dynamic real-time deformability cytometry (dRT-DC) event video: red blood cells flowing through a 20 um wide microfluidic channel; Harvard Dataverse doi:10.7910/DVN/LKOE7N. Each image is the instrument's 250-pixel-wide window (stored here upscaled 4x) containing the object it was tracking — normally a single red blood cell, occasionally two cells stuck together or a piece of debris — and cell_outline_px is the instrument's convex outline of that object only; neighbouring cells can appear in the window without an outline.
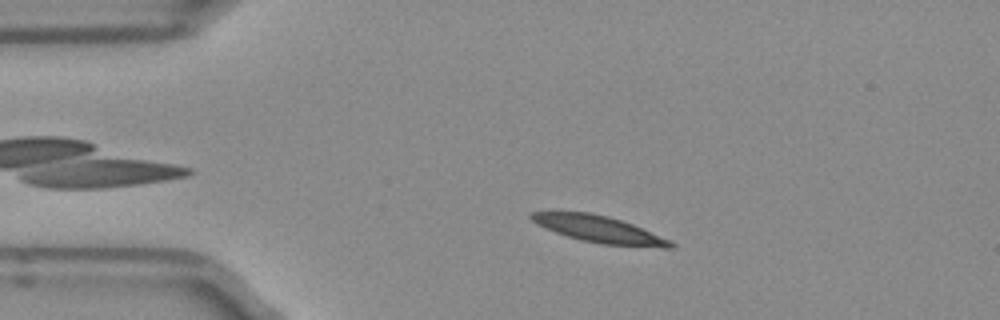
{"species": "Egyptian fruit bat (a non-hibernating species)", "species_latin": "Rousettus aegyptiacus", "temperature_condition": "room temperature", "stored_images_in_passage": 48, "camera_frame_rate_fps": 3000, "um_per_image_px": 0.085, "frame": {"image": 1, "passage_image": 7, "time_ms": 2.0, "image_size_px": [1000, 320], "cell_outline_px": [[676, 248], [664, 248], [600, 244], [580, 240], [556, 232], [536, 224], [528, 216], [528, 212], [592, 212], [608, 216], [632, 224], [668, 240], [676, 244]], "centroid_in_image_um": [50.9, 19.49], "position_along_channel_um": 34.1, "area_um2": 21.56}}
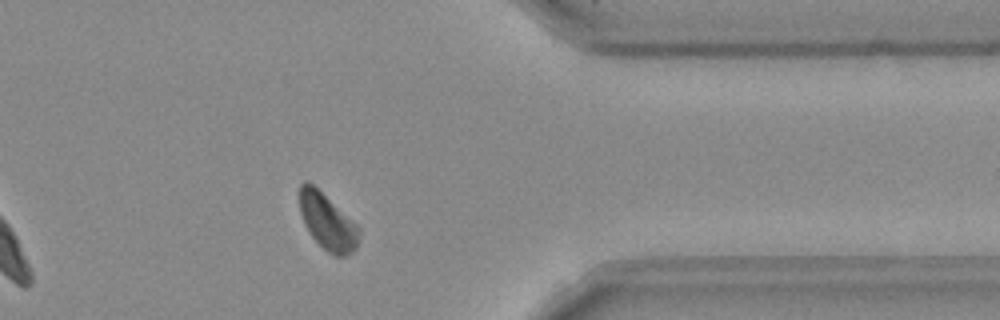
{"frame": {"image": 2, "passage_image": 38, "time_ms": 12.333, "image_size_px": [1000, 320], "cell_outline_px": [[360, 236], [356, 248], [352, 252], [344, 256], [336, 256], [328, 252], [312, 236], [304, 224], [300, 212], [300, 184], [304, 180], [308, 180], [356, 224], [360, 228]], "centroid_in_image_um": [27.83, 18.85], "position_along_channel_um": 383.6, "area_um2": 19.13}}
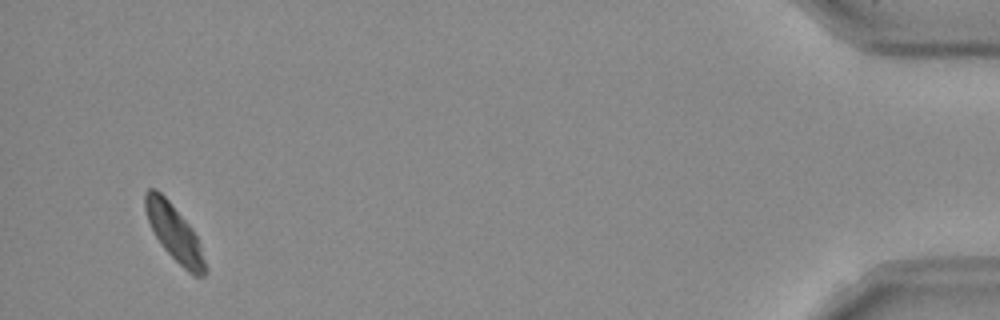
{"frame": {"image": 3, "passage_image": 46, "time_ms": 15.0, "image_size_px": [1000, 320], "cell_outline_px": [[208, 272], [204, 276], [192, 276], [164, 248], [156, 236], [148, 220], [144, 208], [144, 192], [148, 188], [156, 188], [168, 200], [192, 228], [196, 236], [208, 268]], "centroid_in_image_um": [14.82, 19.79], "position_along_channel_um": 420.4, "area_um2": 19.36}, "authors_computed_cell_mechanics": {"area_um2": 21.0392, "velocity_mm_per_s": 3.8978, "shape_relaxation_time_tau1_ms": 8.7357, "shape_relaxation_time_tau2_ms": null, "deformation_change_tau1": 0.2089, "deformation_change_tau2": null}}